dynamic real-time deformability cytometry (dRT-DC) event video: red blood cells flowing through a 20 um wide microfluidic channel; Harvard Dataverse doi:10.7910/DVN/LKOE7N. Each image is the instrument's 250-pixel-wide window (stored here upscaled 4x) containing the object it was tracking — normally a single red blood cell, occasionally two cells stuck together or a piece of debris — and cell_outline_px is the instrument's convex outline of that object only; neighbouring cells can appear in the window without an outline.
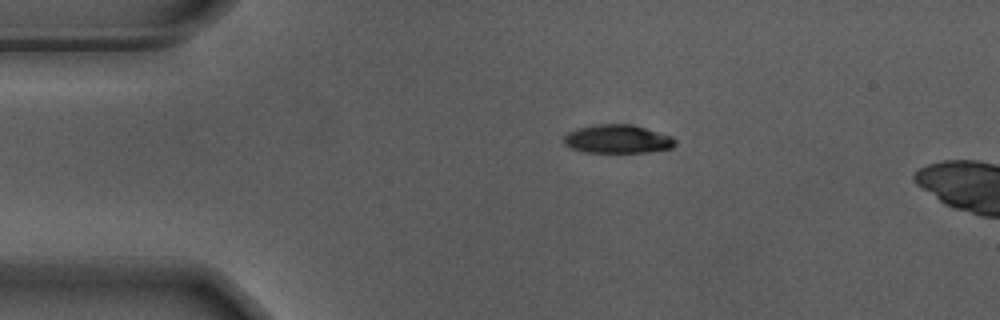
{"species": "Egyptian fruit bat (a non-hibernating species)", "species_latin": "Rousettus aegyptiacus", "temperature_condition": "warm", "stored_images_in_passage": 6, "camera_frame_rate_fps": 3000, "um_per_image_px": 0.085, "animal": {"sex": "male"}, "frame": {"image": 1, "passage_image": 1, "time_ms": 0.0, "image_size_px": [1000, 320], "cell_outline_px": [[676, 144], [672, 148], [648, 152], [584, 152], [572, 148], [564, 144], [564, 136], [568, 132], [580, 128], [596, 124], [632, 124], [672, 136], [676, 140]], "centroid_in_image_um": [52.52, 11.82], "position_along_channel_um": 32.5, "area_um2": 18.44}}